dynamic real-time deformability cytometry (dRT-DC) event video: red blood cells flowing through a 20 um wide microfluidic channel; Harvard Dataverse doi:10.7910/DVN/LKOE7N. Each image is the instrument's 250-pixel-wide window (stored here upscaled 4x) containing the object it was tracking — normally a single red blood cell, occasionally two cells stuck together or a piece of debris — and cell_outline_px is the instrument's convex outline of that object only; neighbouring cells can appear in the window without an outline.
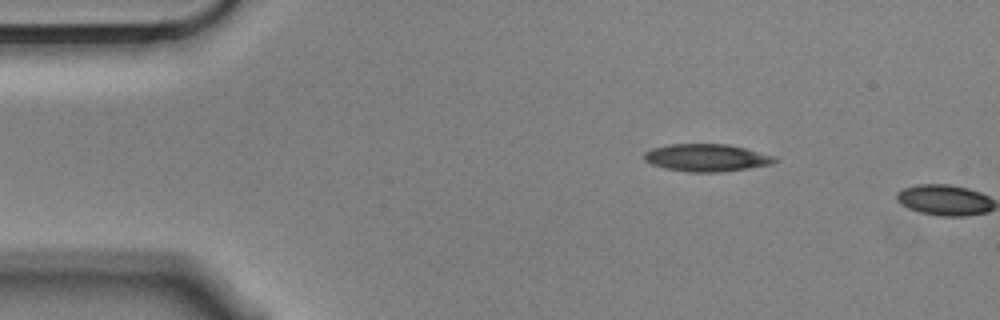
{"species": "Egyptian fruit bat (a non-hibernating species)", "species_latin": "Rousettus aegyptiacus", "temperature_condition": "cold", "stored_images_in_passage": 2, "camera_frame_rate_fps": 3000, "um_per_image_px": 0.085, "animal": {"sex": "male"}, "frame": {"image": 1, "passage_image": 1, "time_ms": 0.0, "image_size_px": [1000, 320], "cell_outline_px": [[780, 160], [772, 164], [748, 168], [720, 172], [688, 172], [664, 168], [652, 164], [644, 160], [644, 152], [652, 148], [668, 144], [728, 144], [776, 156]], "centroid_in_image_um": [60.07, 13.4], "position_along_channel_um": 24.9, "area_um2": 20.98}}